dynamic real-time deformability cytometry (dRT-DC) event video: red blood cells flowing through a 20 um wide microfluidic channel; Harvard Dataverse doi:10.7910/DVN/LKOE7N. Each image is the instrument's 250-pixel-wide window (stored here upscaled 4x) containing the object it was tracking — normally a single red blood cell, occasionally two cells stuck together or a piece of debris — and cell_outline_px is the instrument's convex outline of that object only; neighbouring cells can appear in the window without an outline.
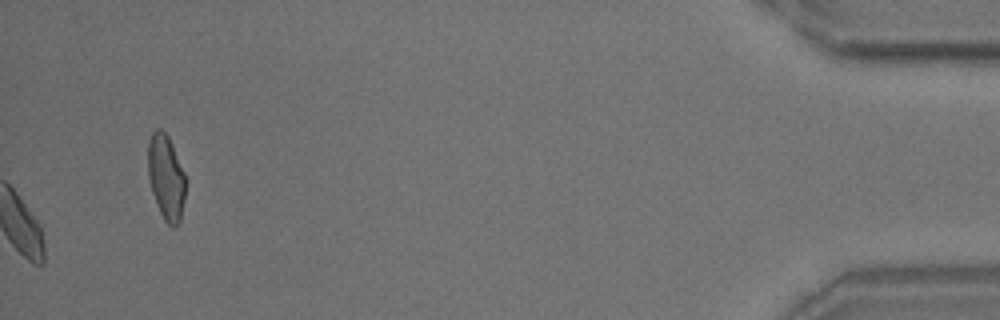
{"species": "common noctule bat (a hibernating species)", "species_latin": "Nyctalus noctula", "temperature_condition": "room temperature", "stored_images_in_passage": 57, "camera_frame_rate_fps": 3000, "um_per_image_px": 0.085, "animal": {"sex": "male", "body_mass_g": 18.8}, "frame": {"image": 1, "passage_image": 57, "time_ms": 18.667, "image_size_px": [1000, 320], "cell_outline_px": [[184, 200], [180, 220], [176, 228], [172, 228], [164, 220], [156, 204], [152, 192], [148, 176], [148, 144], [152, 132], [156, 128], [160, 128], [168, 136], [172, 144], [184, 172]], "centroid_in_image_um": [14.1, 15.08], "position_along_channel_um": 421.1, "area_um2": 18.55}, "authors_computed_cell_mechanics": {"area_um2": 17.7446, "velocity_mm_per_s": 3.6251, "shape_relaxation_time_tau1_ms": 3.6349, "shape_relaxation_time_tau2_ms": 1.9108, "deformation_change_tau1": 0.0608, "deformation_change_tau2": 0.0535}}